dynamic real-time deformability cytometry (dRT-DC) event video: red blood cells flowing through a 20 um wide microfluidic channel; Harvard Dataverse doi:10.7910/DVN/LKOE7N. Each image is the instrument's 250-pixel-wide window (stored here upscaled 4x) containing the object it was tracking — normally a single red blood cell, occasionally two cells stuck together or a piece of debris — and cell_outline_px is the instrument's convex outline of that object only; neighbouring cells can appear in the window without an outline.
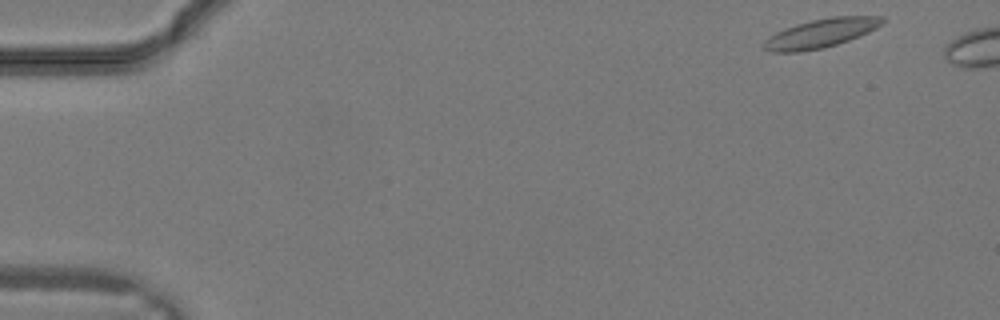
{"species": "common noctule bat (a hibernating species)", "species_latin": "Nyctalus noctula", "temperature_condition": "warm", "stored_images_in_passage": 27, "camera_frame_rate_fps": 3000, "um_per_image_px": 0.085, "animal": {"sex": "male", "body_mass_g": 19.2, "forearm_length_mm": 51.8}, "frame": {"image": 1, "passage_image": 1, "time_ms": 0.0, "image_size_px": [1000, 320], "cell_outline_px": [[884, 20], [876, 28], [868, 32], [848, 40], [824, 48], [800, 52], [772, 52], [764, 48], [764, 40], [768, 36], [776, 32], [796, 24], [812, 20], [832, 16], [884, 16]], "centroid_in_image_um": [69.75, 2.82], "position_along_channel_um": 15.3, "area_um2": 19.77}}
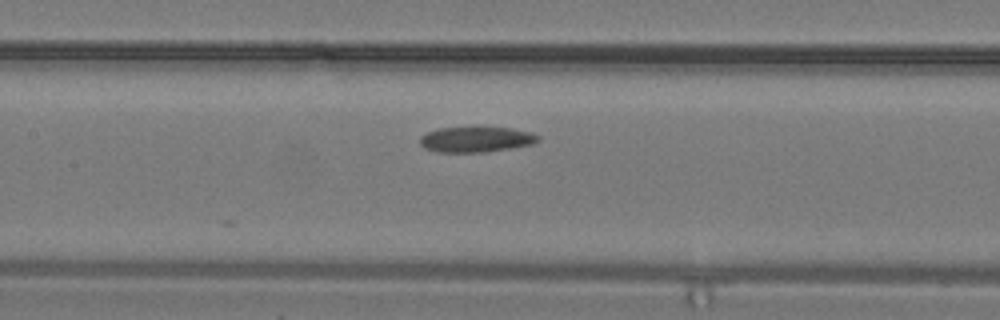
{"frame": {"image": 2, "passage_image": 14, "time_ms": 4.333, "image_size_px": [1000, 320], "cell_outline_px": [[540, 140], [532, 144], [484, 152], [436, 152], [424, 148], [420, 144], [420, 136], [428, 132], [440, 128], [480, 124], [508, 128], [532, 132], [540, 136]], "centroid_in_image_um": [40.45, 11.8], "position_along_channel_um": 166.9, "area_um2": 18.26}}
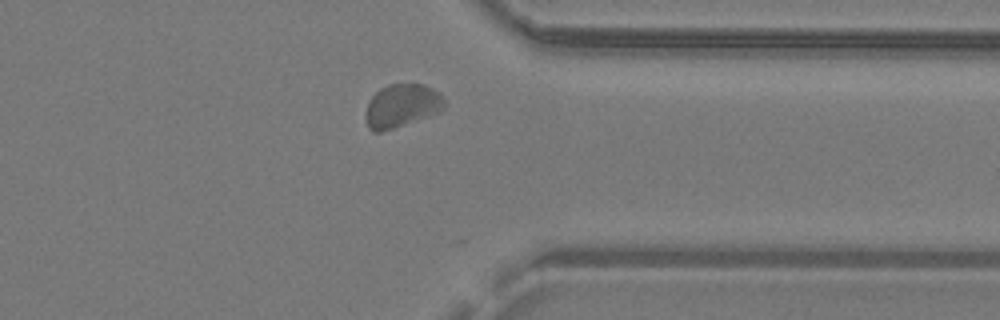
{"frame": {"image": 3, "passage_image": 24, "time_ms": 7.667, "image_size_px": [1000, 320], "cell_outline_px": [[444, 108], [440, 112], [380, 132], [372, 132], [368, 128], [364, 116], [364, 112], [372, 96], [380, 88], [388, 84], [424, 84], [440, 92], [444, 100]], "centroid_in_image_um": [34.13, 8.98], "position_along_channel_um": 377.3, "area_um2": 19.88}}